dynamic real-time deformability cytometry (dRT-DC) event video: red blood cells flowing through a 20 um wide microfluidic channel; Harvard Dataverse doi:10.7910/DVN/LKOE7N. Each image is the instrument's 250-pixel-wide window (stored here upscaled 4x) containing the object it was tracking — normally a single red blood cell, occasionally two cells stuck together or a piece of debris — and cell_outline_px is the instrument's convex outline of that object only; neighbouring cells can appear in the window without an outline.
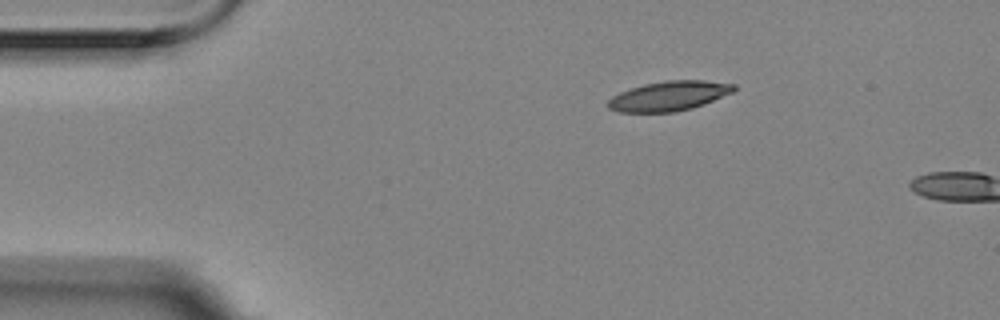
{"species": "Egyptian fruit bat (a non-hibernating species)", "species_latin": "Rousettus aegyptiacus", "temperature_condition": "room temperature", "stored_images_in_passage": 2, "camera_frame_rate_fps": 3000, "um_per_image_px": 0.085, "animal": {"sex": "female"}, "frame": {"image": 1, "passage_image": 1, "time_ms": 0.0, "image_size_px": [1000, 320], "cell_outline_px": [[736, 88], [732, 92], [704, 104], [692, 108], [676, 112], [616, 112], [608, 108], [604, 104], [612, 96], [620, 92], [644, 84], [664, 80], [704, 80], [736, 84]], "centroid_in_image_um": [56.83, 8.16], "position_along_channel_um": 28.2, "area_um2": 21.91}}